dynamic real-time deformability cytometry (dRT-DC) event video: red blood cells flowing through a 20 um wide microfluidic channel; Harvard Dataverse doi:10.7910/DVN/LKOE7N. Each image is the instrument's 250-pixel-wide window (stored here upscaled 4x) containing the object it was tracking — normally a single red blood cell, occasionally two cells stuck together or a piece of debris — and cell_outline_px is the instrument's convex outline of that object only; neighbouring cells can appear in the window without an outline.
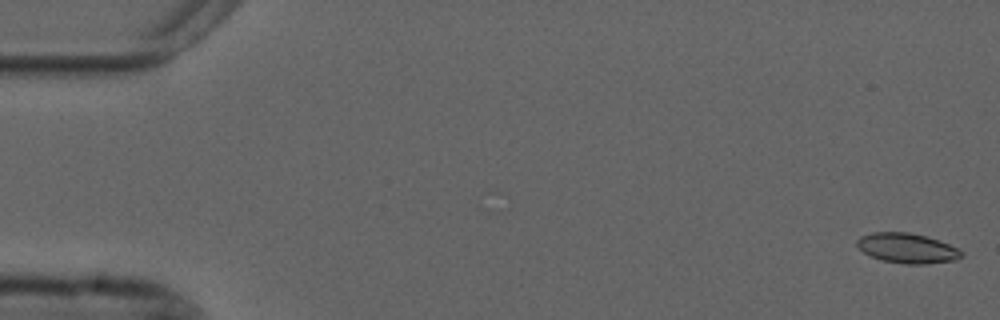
{"species": "common noctule bat (a hibernating species)", "species_latin": "Nyctalus noctula", "temperature_condition": "cold", "stored_images_in_passage": 55, "camera_frame_rate_fps": 3000, "um_per_image_px": 0.085, "animal": {"sex": "male", "forearm_length_mm": 52.5}, "frame": {"image": 1, "passage_image": 1, "time_ms": 0.0, "image_size_px": [1000, 320], "cell_outline_px": [[964, 256], [956, 260], [924, 264], [904, 264], [880, 260], [864, 252], [856, 244], [856, 240], [860, 236], [872, 232], [908, 232], [928, 236], [948, 244], [964, 252]], "centroid_in_image_um": [77.12, 21.09], "position_along_channel_um": 7.9, "area_um2": 18.32}}
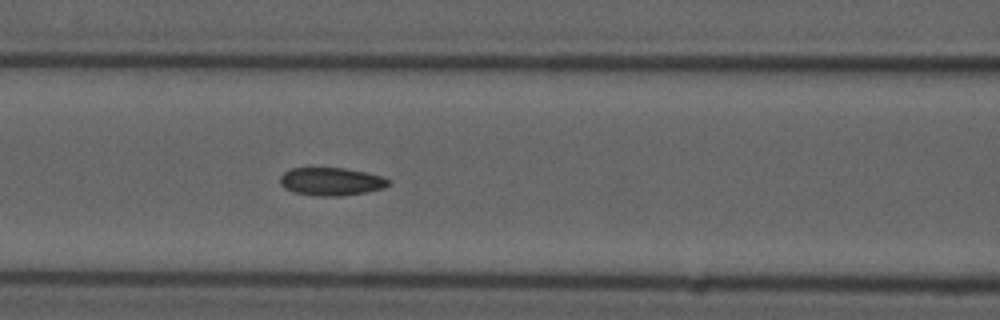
{"frame": {"image": 2, "passage_image": 23, "time_ms": 7.333, "image_size_px": [1000, 320], "cell_outline_px": [[392, 184], [384, 188], [364, 192], [340, 196], [316, 196], [292, 192], [284, 188], [280, 184], [280, 176], [284, 172], [292, 168], [344, 168], [364, 172], [380, 176], [392, 180]], "centroid_in_image_um": [28.15, 15.43], "position_along_channel_um": 138.5, "area_um2": 17.74}}
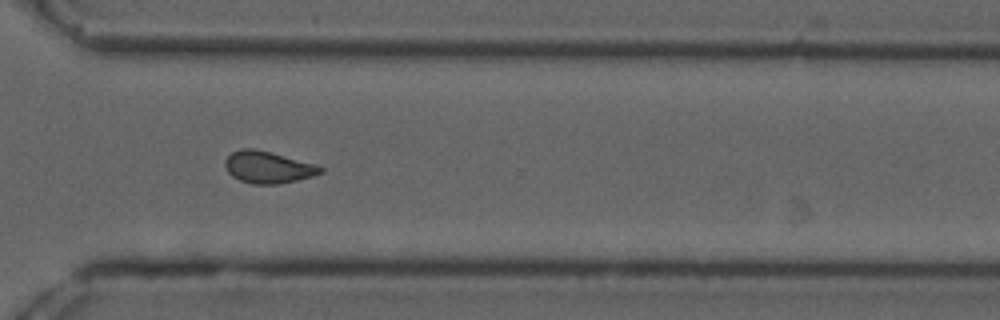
{"frame": {"image": 3, "passage_image": 40, "time_ms": 13.0, "image_size_px": [1000, 320], "cell_outline_px": [[324, 172], [312, 176], [280, 184], [252, 184], [240, 180], [232, 176], [224, 168], [224, 160], [232, 152], [240, 148], [256, 148], [272, 152], [316, 164], [324, 168]], "centroid_in_image_um": [22.77, 14.2], "position_along_channel_um": 347.8, "area_um2": 17.98}, "authors_computed_cell_mechanics": {"area_um2": 17.7446, "velocity_mm_per_s": 3.7036, "shape_relaxation_time_tau1_ms": null, "shape_relaxation_time_tau2_ms": 1.9808, "deformation_change_tau1": null, "deformation_change_tau2": 0.0752}}